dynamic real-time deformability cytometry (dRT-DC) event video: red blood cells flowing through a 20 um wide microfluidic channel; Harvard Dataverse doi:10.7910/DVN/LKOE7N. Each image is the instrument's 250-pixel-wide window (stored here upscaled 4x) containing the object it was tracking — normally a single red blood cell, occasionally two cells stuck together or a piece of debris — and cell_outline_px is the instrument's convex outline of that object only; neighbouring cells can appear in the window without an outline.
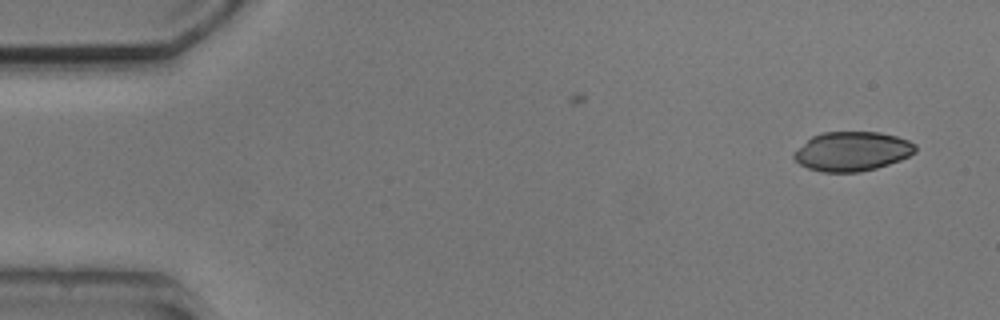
{"species": "common noctule bat (a hibernating species)", "species_latin": "Nyctalus noctula", "temperature_condition": "cold", "stored_images_in_passage": 2, "camera_frame_rate_fps": 3000, "um_per_image_px": 0.085, "animal": {"sex": "male", "body_mass_g": 20.5, "forearm_length_mm": 52.5}, "frame": {"image": 1, "passage_image": 2, "time_ms": 1.667, "image_size_px": [1000, 320], "cell_outline_px": [[916, 152], [900, 160], [876, 168], [860, 172], [824, 172], [808, 168], [800, 164], [792, 156], [792, 152], [812, 136], [824, 132], [880, 132], [896, 136], [908, 140], [916, 144]], "centroid_in_image_um": [72.42, 12.86], "position_along_channel_um": 12.6, "area_um2": 27.86}}